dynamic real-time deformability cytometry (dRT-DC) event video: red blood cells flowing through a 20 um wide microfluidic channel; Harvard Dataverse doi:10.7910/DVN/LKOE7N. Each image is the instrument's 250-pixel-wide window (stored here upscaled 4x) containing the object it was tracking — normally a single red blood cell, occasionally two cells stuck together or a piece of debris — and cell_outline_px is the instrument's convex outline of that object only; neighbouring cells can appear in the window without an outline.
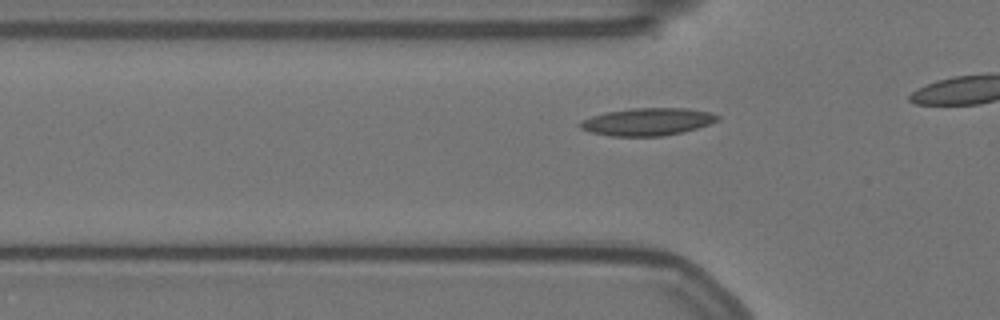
{"species": "Egyptian fruit bat (a non-hibernating species)", "species_latin": "Rousettus aegyptiacus", "temperature_condition": "warm", "stored_images_in_passage": 16, "camera_frame_rate_fps": 3000, "um_per_image_px": 0.085, "animal": {"sex": "female"}, "frame": {"image": 1, "passage_image": 10, "time_ms": 3.0, "image_size_px": [1000, 320], "cell_outline_px": [[720, 120], [684, 132], [660, 136], [612, 136], [592, 132], [580, 128], [576, 124], [580, 120], [604, 112], [632, 108], [688, 108], [712, 112], [720, 116]], "centroid_in_image_um": [55.03, 10.34], "position_along_channel_um": 70.8, "area_um2": 22.2}}
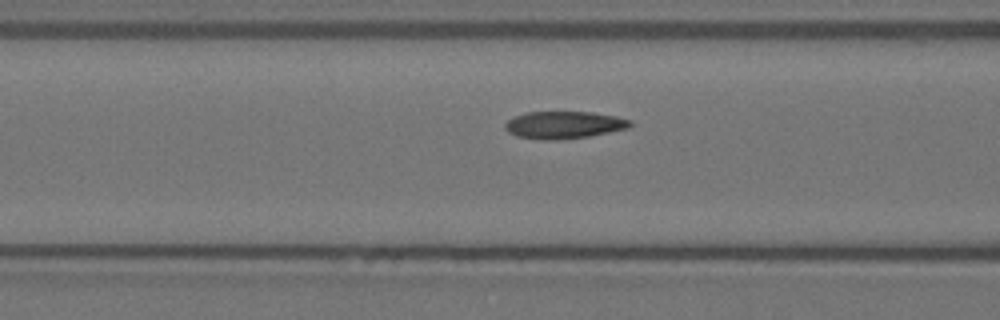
{"frame": {"image": 2, "passage_image": 14, "time_ms": 4.333, "image_size_px": [1000, 320], "cell_outline_px": [[632, 124], [628, 128], [588, 136], [556, 140], [548, 140], [516, 136], [508, 132], [504, 128], [504, 124], [508, 120], [524, 112], [592, 112], [616, 116], [632, 120]], "centroid_in_image_um": [47.92, 10.61], "position_along_channel_um": 118.7, "area_um2": 19.83}}